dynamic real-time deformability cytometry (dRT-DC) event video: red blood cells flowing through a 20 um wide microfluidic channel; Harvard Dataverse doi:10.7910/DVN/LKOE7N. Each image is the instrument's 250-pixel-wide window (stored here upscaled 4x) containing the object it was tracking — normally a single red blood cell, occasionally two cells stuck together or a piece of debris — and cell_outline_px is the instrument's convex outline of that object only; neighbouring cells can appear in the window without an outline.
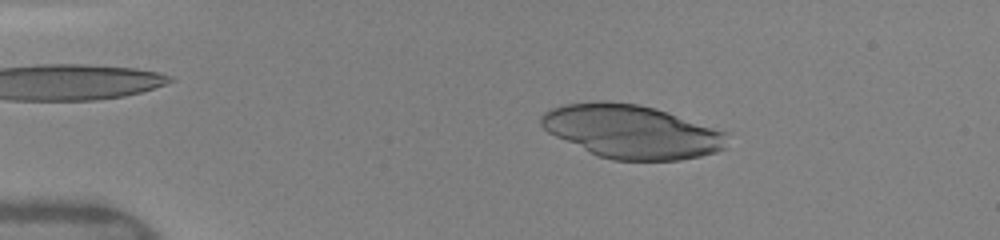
{"species": "human", "species_latin": "Homo sapiens", "temperature_condition": "warm", "stored_images_in_passage": 19, "camera_frame_rate_fps": 3000, "um_per_image_px": 0.085, "donor": {"sex": "female"}, "frame": {"image": 1, "passage_image": 9, "time_ms": 2.667, "image_size_px": [1000, 240], "cell_outline_px": [[728, 148], [716, 152], [700, 156], [680, 160], [612, 160], [596, 156], [548, 132], [540, 124], [540, 116], [544, 112], [552, 108], [564, 104], [596, 100], [604, 100], [640, 104], [656, 108], [728, 132]], "centroid_in_image_um": [53.71, 11.17], "position_along_channel_um": 31.3, "area_um2": 58.44}}